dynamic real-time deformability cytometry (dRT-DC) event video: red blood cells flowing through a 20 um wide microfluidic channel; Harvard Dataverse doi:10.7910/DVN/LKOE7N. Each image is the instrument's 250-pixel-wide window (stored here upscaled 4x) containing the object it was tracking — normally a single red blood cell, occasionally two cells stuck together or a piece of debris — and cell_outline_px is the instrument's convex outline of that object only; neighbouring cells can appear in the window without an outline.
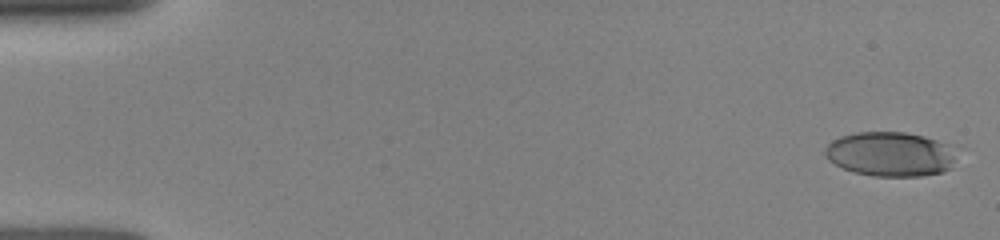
{"species": "human", "species_latin": "Homo sapiens", "temperature_condition": "room temperature", "stored_images_in_passage": 18, "camera_frame_rate_fps": 3000, "um_per_image_px": 0.085, "donor": {"sex": "female"}, "frame": {"image": 1, "passage_image": 1, "time_ms": 0.0, "image_size_px": [1000, 240], "cell_outline_px": [[952, 168], [944, 172], [920, 176], [872, 176], [852, 172], [828, 160], [824, 152], [824, 148], [832, 140], [840, 136], [856, 132], [904, 132], [924, 136], [948, 144], [952, 148]], "centroid_in_image_um": [75.63, 13.1], "position_along_channel_um": 9.4, "area_um2": 34.04}}
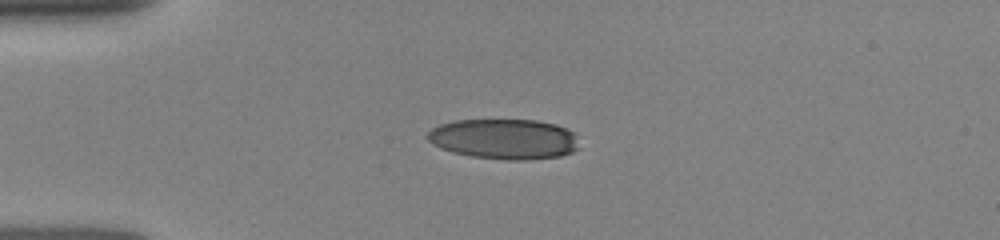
{"frame": {"image": 2, "passage_image": 13, "time_ms": 3.667, "image_size_px": [1000, 240], "cell_outline_px": [[576, 148], [572, 152], [560, 156], [528, 160], [504, 160], [472, 156], [452, 152], [440, 148], [428, 140], [424, 136], [432, 128], [440, 124], [456, 120], [536, 120], [556, 124], [568, 128], [576, 132]], "centroid_in_image_um": [42.85, 11.81], "position_along_channel_um": 42.2, "area_um2": 35.78}}
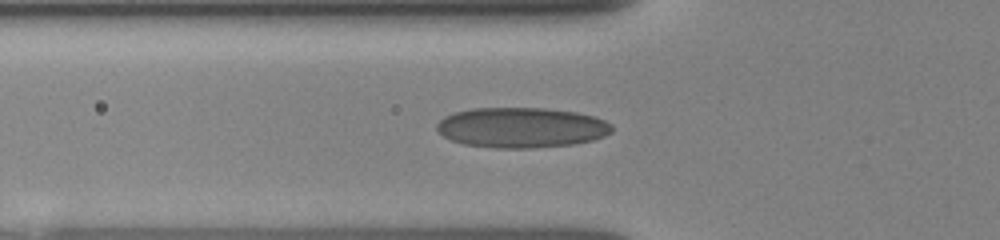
{"frame": {"image": 3, "passage_image": 18, "time_ms": 5.333, "image_size_px": [1000, 240], "cell_outline_px": [[612, 132], [604, 136], [592, 140], [576, 144], [532, 148], [496, 148], [464, 144], [452, 140], [436, 132], [436, 124], [444, 116], [456, 112], [472, 108], [544, 108], [576, 112], [592, 116], [604, 120], [612, 124]], "centroid_in_image_um": [44.31, 10.84], "position_along_channel_um": 81.5, "area_um2": 41.21}}